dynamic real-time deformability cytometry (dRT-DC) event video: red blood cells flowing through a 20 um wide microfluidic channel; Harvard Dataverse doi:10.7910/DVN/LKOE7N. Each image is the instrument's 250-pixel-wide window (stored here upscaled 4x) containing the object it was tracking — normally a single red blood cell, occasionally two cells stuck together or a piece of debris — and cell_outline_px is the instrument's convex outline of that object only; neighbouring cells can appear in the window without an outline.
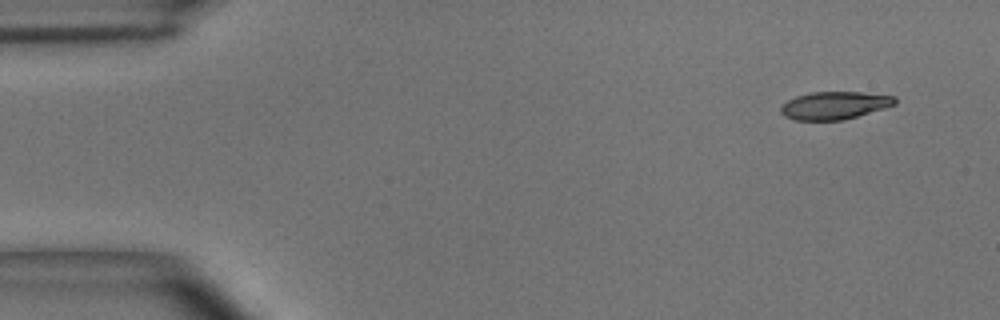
{"species": "common noctule bat (a hibernating species)", "species_latin": "Nyctalus noctula", "temperature_condition": "room temperature", "stored_images_in_passage": 51, "camera_frame_rate_fps": 3000, "um_per_image_px": 0.085, "animal": {"sex": "male", "body_mass_g": 15.6}, "frame": {"image": 1, "passage_image": 1, "time_ms": 0.0, "image_size_px": [1000, 320], "cell_outline_px": [[896, 104], [884, 108], [844, 120], [796, 120], [784, 116], [780, 112], [780, 104], [796, 96], [812, 92], [860, 92], [896, 96]], "centroid_in_image_um": [70.91, 8.96], "position_along_channel_um": 14.1, "area_um2": 18.5}}
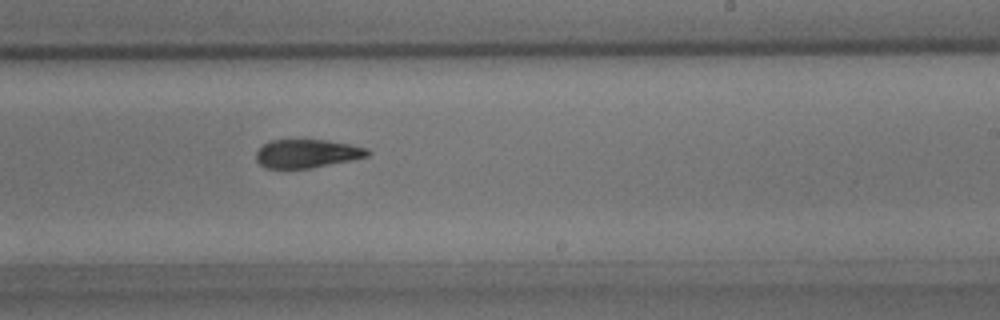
{"frame": {"image": 2, "passage_image": 30, "time_ms": 9.667, "image_size_px": [1000, 320], "cell_outline_px": [[372, 152], [368, 156], [312, 168], [264, 168], [256, 160], [256, 152], [268, 140], [324, 140], [348, 144], [368, 148]], "centroid_in_image_um": [26.08, 13.05], "position_along_channel_um": 262.9, "area_um2": 18.38}}
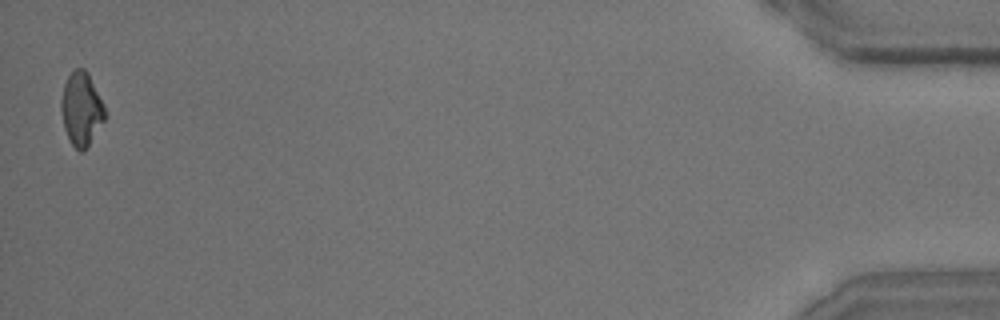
{"frame": {"image": 3, "passage_image": 51, "time_ms": 16.667, "image_size_px": [1000, 320], "cell_outline_px": [[108, 116], [84, 152], [80, 152], [72, 144], [64, 128], [60, 108], [60, 100], [64, 84], [68, 76], [76, 68], [84, 68], [88, 72], [104, 104]], "centroid_in_image_um": [6.94, 9.27], "position_along_channel_um": 428.3, "area_um2": 19.02}, "authors_computed_cell_mechanics": {"area_um2": 19.7098, "velocity_mm_per_s": 3.6504, "shape_relaxation_time_tau1_ms": 4.3207, "shape_relaxation_time_tau2_ms": 4.0492, "deformation_change_tau1": 0.1598, "deformation_change_tau2": 0.1254}}